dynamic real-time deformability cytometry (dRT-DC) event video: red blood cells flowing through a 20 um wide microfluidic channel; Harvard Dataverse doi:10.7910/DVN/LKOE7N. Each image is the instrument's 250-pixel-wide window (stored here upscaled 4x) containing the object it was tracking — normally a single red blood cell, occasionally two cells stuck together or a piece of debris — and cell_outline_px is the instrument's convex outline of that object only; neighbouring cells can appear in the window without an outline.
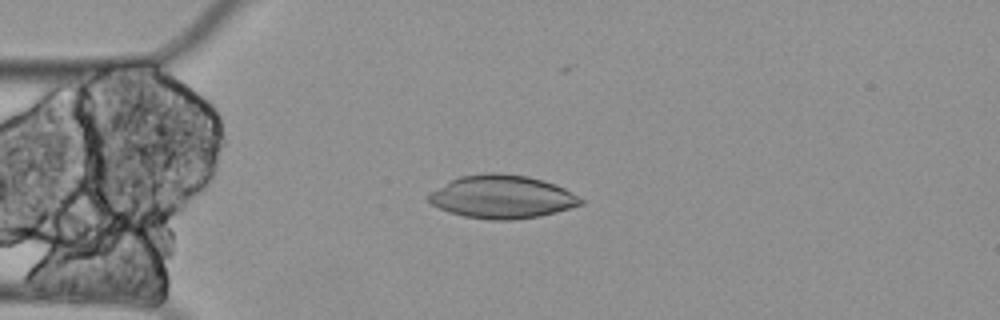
{"species": "Egyptian fruit bat (a non-hibernating species)", "species_latin": "Rousettus aegyptiacus", "temperature_condition": "cold", "stored_images_in_passage": 7, "camera_frame_rate_fps": 3000, "um_per_image_px": 0.085, "animal": {"sex": "female"}, "frame": {"image": 1, "passage_image": 4, "time_ms": 1.0, "image_size_px": [1000, 320], "cell_outline_px": [[584, 204], [556, 212], [540, 216], [512, 220], [488, 220], [464, 216], [448, 212], [432, 204], [428, 200], [428, 192], [460, 176], [488, 172], [496, 172], [528, 176], [544, 180], [556, 184], [564, 188], [584, 200]], "centroid_in_image_um": [42.68, 16.73], "position_along_channel_um": 42.3, "area_um2": 38.44}}
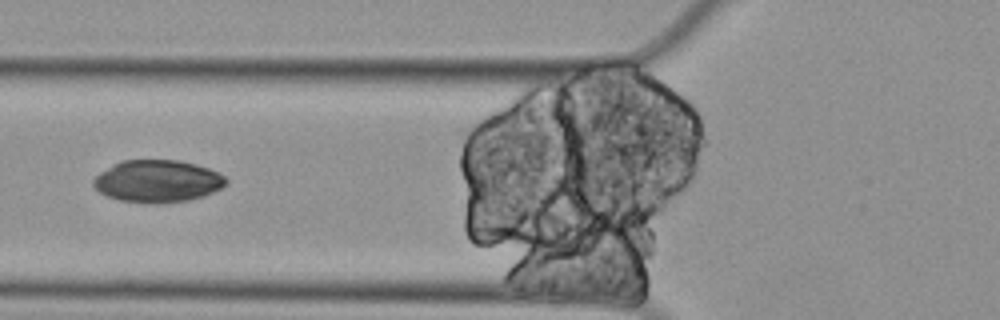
{"frame": {"image": 2, "passage_image": 6, "time_ms": 1.667, "image_size_px": [1000, 320], "cell_outline_px": [[228, 184], [204, 196], [188, 200], [156, 204], [120, 200], [108, 196], [100, 192], [92, 184], [92, 180], [100, 172], [112, 164], [120, 160], [180, 160], [196, 164], [220, 172], [228, 180]], "centroid_in_image_um": [13.4, 15.39], "position_along_channel_um": 112.4, "area_um2": 32.83}}
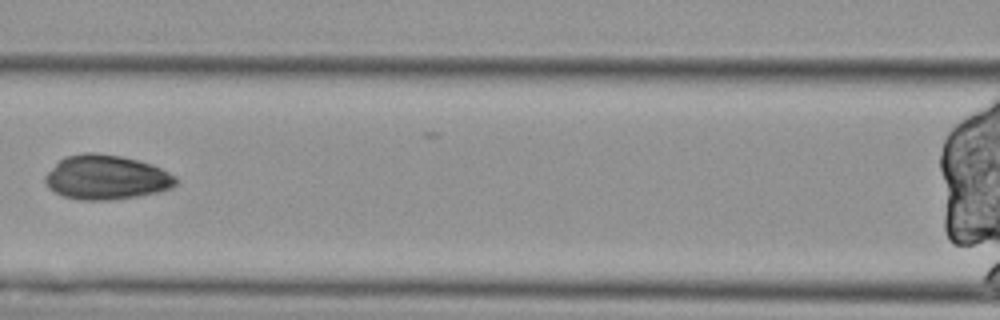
{"frame": {"image": 3, "passage_image": 7, "time_ms": 2.0, "image_size_px": [1000, 320], "cell_outline_px": [[176, 184], [172, 188], [156, 192], [136, 196], [112, 200], [80, 200], [64, 196], [48, 188], [44, 180], [44, 176], [64, 156], [84, 152], [92, 152], [120, 156], [140, 160], [152, 164], [176, 176]], "centroid_in_image_um": [9.02, 15.07], "position_along_channel_um": 157.6, "area_um2": 33.81}}